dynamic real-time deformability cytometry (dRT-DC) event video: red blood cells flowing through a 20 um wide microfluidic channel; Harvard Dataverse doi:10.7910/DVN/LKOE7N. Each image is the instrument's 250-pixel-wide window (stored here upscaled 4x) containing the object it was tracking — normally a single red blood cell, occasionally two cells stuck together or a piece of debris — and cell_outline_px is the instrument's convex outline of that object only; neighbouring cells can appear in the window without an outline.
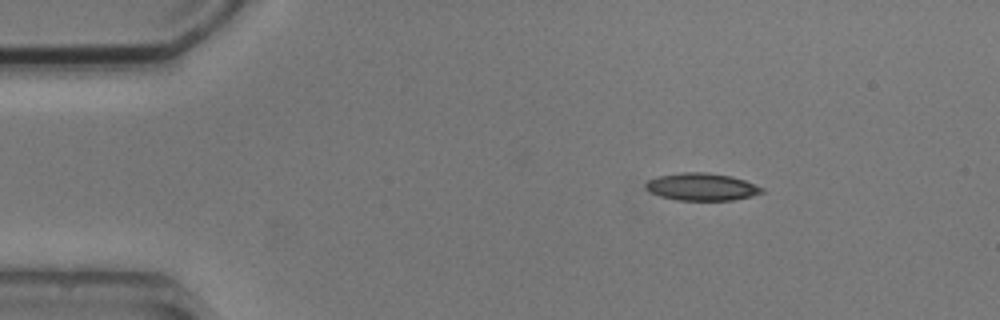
{"species": "common noctule bat (a hibernating species)", "species_latin": "Nyctalus noctula", "temperature_condition": "cold", "stored_images_in_passage": 3, "camera_frame_rate_fps": 3000, "um_per_image_px": 0.085, "animal": {"sex": "male", "body_mass_g": 20.5, "forearm_length_mm": 52.5}, "frame": {"image": 1, "passage_image": 1, "time_ms": 0.0, "image_size_px": [1000, 320], "cell_outline_px": [[764, 192], [752, 196], [732, 200], [676, 200], [660, 196], [648, 192], [644, 188], [644, 184], [648, 180], [656, 176], [684, 172], [704, 172], [732, 176], [744, 180], [764, 188]], "centroid_in_image_um": [59.6, 15.88], "position_along_channel_um": 25.4, "area_um2": 18.73}}